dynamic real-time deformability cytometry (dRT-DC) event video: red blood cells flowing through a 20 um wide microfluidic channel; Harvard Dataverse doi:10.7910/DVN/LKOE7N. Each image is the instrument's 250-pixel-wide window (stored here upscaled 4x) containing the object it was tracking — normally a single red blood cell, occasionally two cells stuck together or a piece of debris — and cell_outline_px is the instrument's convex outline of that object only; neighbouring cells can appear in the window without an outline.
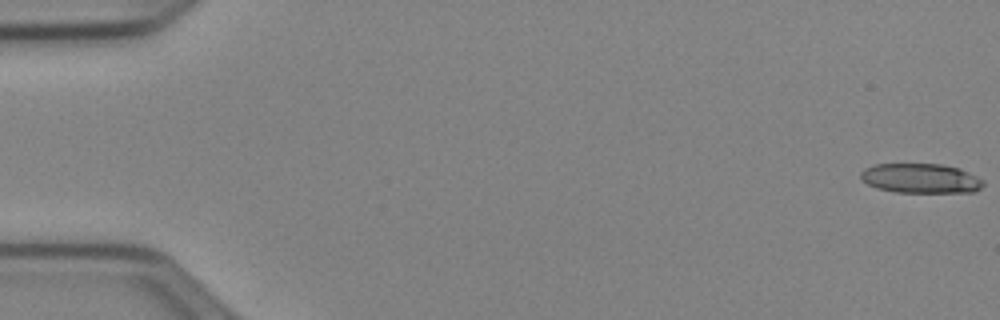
{"species": "Egyptian fruit bat (a non-hibernating species)", "species_latin": "Rousettus aegyptiacus", "temperature_condition": "cold", "stored_images_in_passage": 46, "camera_frame_rate_fps": 3000, "um_per_image_px": 0.085, "animal": {"sex": "female"}, "frame": {"image": 1, "passage_image": 1, "time_ms": 0.0, "image_size_px": [1000, 320], "cell_outline_px": [[984, 184], [980, 188], [972, 192], [896, 192], [876, 188], [868, 184], [860, 176], [860, 172], [864, 168], [872, 164], [940, 164], [960, 168], [984, 180]], "centroid_in_image_um": [78.25, 15.15], "position_along_channel_um": 6.8, "area_um2": 21.15}}
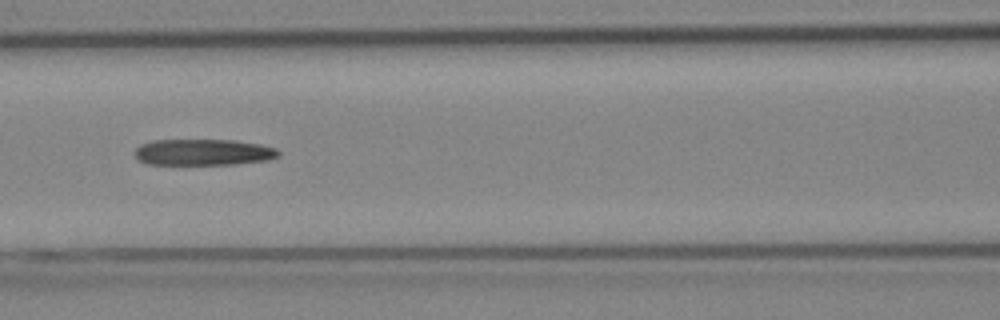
{"frame": {"image": 2, "passage_image": 24, "time_ms": 7.667, "image_size_px": [1000, 320], "cell_outline_px": [[280, 152], [276, 156], [268, 160], [236, 164], [148, 164], [140, 160], [136, 156], [136, 148], [140, 144], [152, 140], [232, 140], [260, 144], [276, 148]], "centroid_in_image_um": [17.28, 12.93], "position_along_channel_um": 149.3, "area_um2": 21.85}}
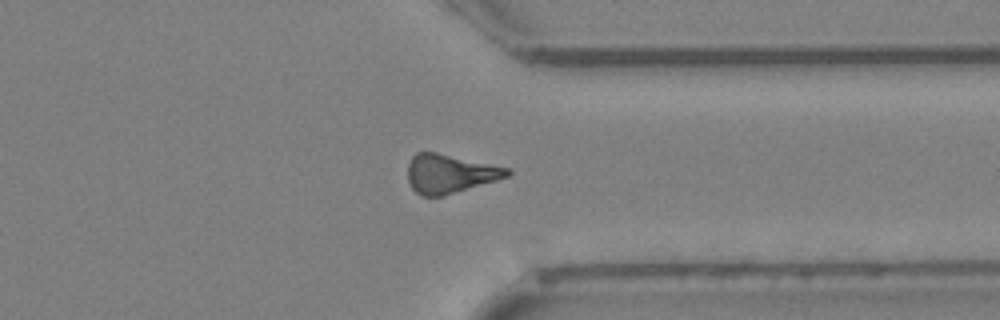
{"frame": {"image": 3, "passage_image": 41, "time_ms": 13.333, "image_size_px": [1000, 320], "cell_outline_px": [[512, 172], [508, 176], [496, 180], [444, 196], [420, 196], [412, 188], [408, 180], [408, 164], [412, 156], [416, 152], [436, 152], [508, 168]], "centroid_in_image_um": [38.2, 14.77], "position_along_channel_um": 373.2, "area_um2": 22.31}}